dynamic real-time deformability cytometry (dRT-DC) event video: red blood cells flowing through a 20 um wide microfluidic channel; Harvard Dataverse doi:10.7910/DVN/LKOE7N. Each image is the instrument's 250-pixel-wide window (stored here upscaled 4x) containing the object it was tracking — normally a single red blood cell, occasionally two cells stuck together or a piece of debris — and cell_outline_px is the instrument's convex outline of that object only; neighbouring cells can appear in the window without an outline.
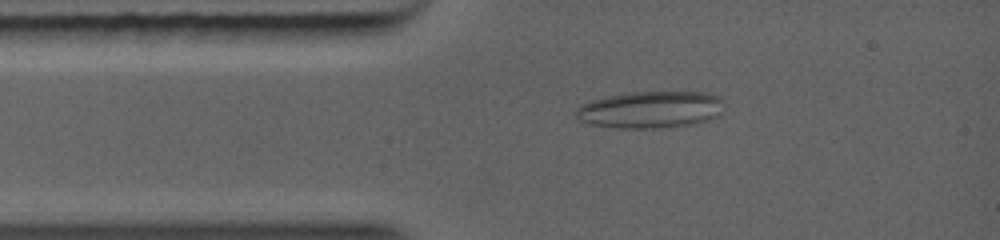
{"species": "common noctule bat (a hibernating species)", "species_latin": "Nyctalus noctula", "temperature_condition": "warm", "stored_images_in_passage": 38, "camera_frame_rate_fps": 5000, "um_per_image_px": 0.085, "animal": {"sex": "female", "body_mass_g": 19.0, "forearm_length_mm": 56.7}, "frame": {"image": 1, "passage_image": 3, "time_ms": 0.6, "image_size_px": [1000, 240], "cell_outline_px": [[724, 100], [720, 116], [696, 124], [664, 128], [620, 128], [588, 124], [580, 120], [572, 112], [580, 104], [592, 100], [608, 96], [628, 92], [708, 92], [720, 96]], "centroid_in_image_um": [55.31, 9.32], "position_along_channel_um": 29.7, "area_um2": 32.48}}
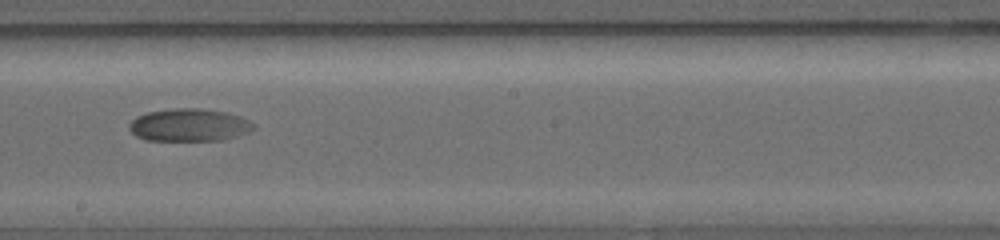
{"frame": {"image": 2, "passage_image": 18, "time_ms": 5.4, "image_size_px": [1000, 240], "cell_outline_px": [[256, 128], [248, 132], [224, 140], [144, 140], [136, 136], [128, 128], [128, 124], [136, 116], [148, 112], [176, 108], [200, 108], [228, 112], [240, 116], [256, 124]], "centroid_in_image_um": [16.09, 10.62], "position_along_channel_um": 232.1, "area_um2": 23.81}}
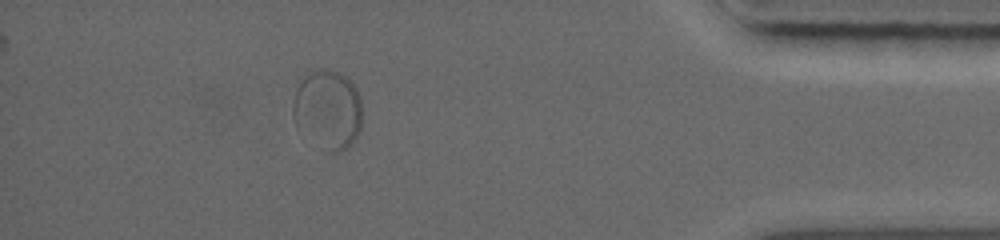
{"frame": {"image": 3, "passage_image": 30, "time_ms": 10.4, "image_size_px": [1000, 240], "cell_outline_px": [[360, 128], [356, 136], [344, 148], [336, 148], [296, 128], [292, 116], [292, 108], [296, 92], [304, 72], [308, 68], [324, 68], [340, 72], [356, 88], [360, 100]], "centroid_in_image_um": [27.81, 9.11], "position_along_channel_um": 407.4, "area_um2": 30.52}}